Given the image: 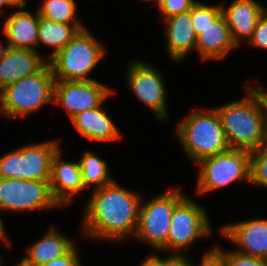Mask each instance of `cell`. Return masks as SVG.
Masks as SVG:
<instances>
[{
	"label": "cell",
	"instance_id": "ffe728a7",
	"mask_svg": "<svg viewBox=\"0 0 267 266\" xmlns=\"http://www.w3.org/2000/svg\"><path fill=\"white\" fill-rule=\"evenodd\" d=\"M101 106L76 114L70 119L81 134L94 141H113L120 138L119 130Z\"/></svg>",
	"mask_w": 267,
	"mask_h": 266
},
{
	"label": "cell",
	"instance_id": "44dd1931",
	"mask_svg": "<svg viewBox=\"0 0 267 266\" xmlns=\"http://www.w3.org/2000/svg\"><path fill=\"white\" fill-rule=\"evenodd\" d=\"M73 245L69 238L52 227L43 238L28 248V256L21 263L24 266H42L64 255Z\"/></svg>",
	"mask_w": 267,
	"mask_h": 266
},
{
	"label": "cell",
	"instance_id": "8d00e7d4",
	"mask_svg": "<svg viewBox=\"0 0 267 266\" xmlns=\"http://www.w3.org/2000/svg\"><path fill=\"white\" fill-rule=\"evenodd\" d=\"M263 94V96L265 97V101L267 103V91L264 90V88H262L261 86H258Z\"/></svg>",
	"mask_w": 267,
	"mask_h": 266
},
{
	"label": "cell",
	"instance_id": "8992f818",
	"mask_svg": "<svg viewBox=\"0 0 267 266\" xmlns=\"http://www.w3.org/2000/svg\"><path fill=\"white\" fill-rule=\"evenodd\" d=\"M60 150L59 142L27 145L0 157V178L50 181L52 160Z\"/></svg>",
	"mask_w": 267,
	"mask_h": 266
},
{
	"label": "cell",
	"instance_id": "52a82bcc",
	"mask_svg": "<svg viewBox=\"0 0 267 266\" xmlns=\"http://www.w3.org/2000/svg\"><path fill=\"white\" fill-rule=\"evenodd\" d=\"M179 189L157 195L146 204L140 203L138 226L134 236L152 248L167 251L170 220L174 208L185 198Z\"/></svg>",
	"mask_w": 267,
	"mask_h": 266
},
{
	"label": "cell",
	"instance_id": "d4e9b609",
	"mask_svg": "<svg viewBox=\"0 0 267 266\" xmlns=\"http://www.w3.org/2000/svg\"><path fill=\"white\" fill-rule=\"evenodd\" d=\"M192 25L195 34L198 36L202 30L206 29L222 15L221 5L207 6L200 2H196L191 9Z\"/></svg>",
	"mask_w": 267,
	"mask_h": 266
},
{
	"label": "cell",
	"instance_id": "7c38bea8",
	"mask_svg": "<svg viewBox=\"0 0 267 266\" xmlns=\"http://www.w3.org/2000/svg\"><path fill=\"white\" fill-rule=\"evenodd\" d=\"M127 81L129 89L148 106L159 119H165L166 92L162 74L154 67L141 61L129 63Z\"/></svg>",
	"mask_w": 267,
	"mask_h": 266
},
{
	"label": "cell",
	"instance_id": "4fadbf2b",
	"mask_svg": "<svg viewBox=\"0 0 267 266\" xmlns=\"http://www.w3.org/2000/svg\"><path fill=\"white\" fill-rule=\"evenodd\" d=\"M229 240L241 247L237 253L267 259V219H253L226 225L221 230Z\"/></svg>",
	"mask_w": 267,
	"mask_h": 266
},
{
	"label": "cell",
	"instance_id": "6da1fadb",
	"mask_svg": "<svg viewBox=\"0 0 267 266\" xmlns=\"http://www.w3.org/2000/svg\"><path fill=\"white\" fill-rule=\"evenodd\" d=\"M140 195L119 186L116 181L95 189L85 208L84 231L95 239L123 240L135 235Z\"/></svg>",
	"mask_w": 267,
	"mask_h": 266
},
{
	"label": "cell",
	"instance_id": "f35d334b",
	"mask_svg": "<svg viewBox=\"0 0 267 266\" xmlns=\"http://www.w3.org/2000/svg\"><path fill=\"white\" fill-rule=\"evenodd\" d=\"M19 3H25V0H17Z\"/></svg>",
	"mask_w": 267,
	"mask_h": 266
},
{
	"label": "cell",
	"instance_id": "e575fe53",
	"mask_svg": "<svg viewBox=\"0 0 267 266\" xmlns=\"http://www.w3.org/2000/svg\"><path fill=\"white\" fill-rule=\"evenodd\" d=\"M5 228L3 226L2 219L0 218V239L1 240H6L7 238L5 237Z\"/></svg>",
	"mask_w": 267,
	"mask_h": 266
},
{
	"label": "cell",
	"instance_id": "f1b7e54d",
	"mask_svg": "<svg viewBox=\"0 0 267 266\" xmlns=\"http://www.w3.org/2000/svg\"><path fill=\"white\" fill-rule=\"evenodd\" d=\"M258 48L267 50V12L260 16L259 20L256 23L255 30L251 39L248 41Z\"/></svg>",
	"mask_w": 267,
	"mask_h": 266
},
{
	"label": "cell",
	"instance_id": "e0dca14e",
	"mask_svg": "<svg viewBox=\"0 0 267 266\" xmlns=\"http://www.w3.org/2000/svg\"><path fill=\"white\" fill-rule=\"evenodd\" d=\"M25 6L26 3H19L17 5L20 10L12 13L4 21L2 32L8 40L7 44L9 47L36 50L35 46L38 44L39 13L37 11L34 16L23 9Z\"/></svg>",
	"mask_w": 267,
	"mask_h": 266
},
{
	"label": "cell",
	"instance_id": "7a4b0ae2",
	"mask_svg": "<svg viewBox=\"0 0 267 266\" xmlns=\"http://www.w3.org/2000/svg\"><path fill=\"white\" fill-rule=\"evenodd\" d=\"M247 85L246 97L215 109L230 148L251 152L267 144V103L259 87Z\"/></svg>",
	"mask_w": 267,
	"mask_h": 266
},
{
	"label": "cell",
	"instance_id": "4316f807",
	"mask_svg": "<svg viewBox=\"0 0 267 266\" xmlns=\"http://www.w3.org/2000/svg\"><path fill=\"white\" fill-rule=\"evenodd\" d=\"M214 249L226 260L228 266H267V259L246 256L236 251L224 252L218 247Z\"/></svg>",
	"mask_w": 267,
	"mask_h": 266
},
{
	"label": "cell",
	"instance_id": "484cf974",
	"mask_svg": "<svg viewBox=\"0 0 267 266\" xmlns=\"http://www.w3.org/2000/svg\"><path fill=\"white\" fill-rule=\"evenodd\" d=\"M267 187V144L250 152V182Z\"/></svg>",
	"mask_w": 267,
	"mask_h": 266
},
{
	"label": "cell",
	"instance_id": "3957f363",
	"mask_svg": "<svg viewBox=\"0 0 267 266\" xmlns=\"http://www.w3.org/2000/svg\"><path fill=\"white\" fill-rule=\"evenodd\" d=\"M193 111L178 124L177 136L184 152L198 163L230 149L226 133L215 108Z\"/></svg>",
	"mask_w": 267,
	"mask_h": 266
},
{
	"label": "cell",
	"instance_id": "f546056e",
	"mask_svg": "<svg viewBox=\"0 0 267 266\" xmlns=\"http://www.w3.org/2000/svg\"><path fill=\"white\" fill-rule=\"evenodd\" d=\"M77 248L73 245L64 255H61L42 266H81Z\"/></svg>",
	"mask_w": 267,
	"mask_h": 266
},
{
	"label": "cell",
	"instance_id": "4dcf8cb0",
	"mask_svg": "<svg viewBox=\"0 0 267 266\" xmlns=\"http://www.w3.org/2000/svg\"><path fill=\"white\" fill-rule=\"evenodd\" d=\"M199 266H228L226 260L213 248L204 254Z\"/></svg>",
	"mask_w": 267,
	"mask_h": 266
},
{
	"label": "cell",
	"instance_id": "ba28073f",
	"mask_svg": "<svg viewBox=\"0 0 267 266\" xmlns=\"http://www.w3.org/2000/svg\"><path fill=\"white\" fill-rule=\"evenodd\" d=\"M197 164L200 165L198 194L211 192L238 180L250 182V151L230 148Z\"/></svg>",
	"mask_w": 267,
	"mask_h": 266
},
{
	"label": "cell",
	"instance_id": "603a6c76",
	"mask_svg": "<svg viewBox=\"0 0 267 266\" xmlns=\"http://www.w3.org/2000/svg\"><path fill=\"white\" fill-rule=\"evenodd\" d=\"M82 183L84 188L95 185L94 189L112 183L114 180L108 174L107 163L94 155L91 151H86L80 159Z\"/></svg>",
	"mask_w": 267,
	"mask_h": 266
},
{
	"label": "cell",
	"instance_id": "d590c367",
	"mask_svg": "<svg viewBox=\"0 0 267 266\" xmlns=\"http://www.w3.org/2000/svg\"><path fill=\"white\" fill-rule=\"evenodd\" d=\"M8 48H9L8 44H6V47H4V46L0 43V58H2V57L6 54Z\"/></svg>",
	"mask_w": 267,
	"mask_h": 266
},
{
	"label": "cell",
	"instance_id": "8fae6325",
	"mask_svg": "<svg viewBox=\"0 0 267 266\" xmlns=\"http://www.w3.org/2000/svg\"><path fill=\"white\" fill-rule=\"evenodd\" d=\"M112 92L97 80L55 81L53 102L62 104L71 119L101 106Z\"/></svg>",
	"mask_w": 267,
	"mask_h": 266
},
{
	"label": "cell",
	"instance_id": "9c48e42d",
	"mask_svg": "<svg viewBox=\"0 0 267 266\" xmlns=\"http://www.w3.org/2000/svg\"><path fill=\"white\" fill-rule=\"evenodd\" d=\"M61 206L53 197L50 181L0 178V210L24 211Z\"/></svg>",
	"mask_w": 267,
	"mask_h": 266
},
{
	"label": "cell",
	"instance_id": "ac0fdd59",
	"mask_svg": "<svg viewBox=\"0 0 267 266\" xmlns=\"http://www.w3.org/2000/svg\"><path fill=\"white\" fill-rule=\"evenodd\" d=\"M167 52L174 61H180L196 48L197 35L192 25L191 9L165 19Z\"/></svg>",
	"mask_w": 267,
	"mask_h": 266
},
{
	"label": "cell",
	"instance_id": "2e32d148",
	"mask_svg": "<svg viewBox=\"0 0 267 266\" xmlns=\"http://www.w3.org/2000/svg\"><path fill=\"white\" fill-rule=\"evenodd\" d=\"M59 150L52 160L50 186L53 197L63 206L72 202V195L84 190L79 162H64Z\"/></svg>",
	"mask_w": 267,
	"mask_h": 266
},
{
	"label": "cell",
	"instance_id": "d6986e66",
	"mask_svg": "<svg viewBox=\"0 0 267 266\" xmlns=\"http://www.w3.org/2000/svg\"><path fill=\"white\" fill-rule=\"evenodd\" d=\"M235 47L223 14L197 36L196 50L202 59H222Z\"/></svg>",
	"mask_w": 267,
	"mask_h": 266
},
{
	"label": "cell",
	"instance_id": "277c9868",
	"mask_svg": "<svg viewBox=\"0 0 267 266\" xmlns=\"http://www.w3.org/2000/svg\"><path fill=\"white\" fill-rule=\"evenodd\" d=\"M55 78L47 62L38 72L0 90V111L7 118L28 115L52 102Z\"/></svg>",
	"mask_w": 267,
	"mask_h": 266
},
{
	"label": "cell",
	"instance_id": "9a60e30c",
	"mask_svg": "<svg viewBox=\"0 0 267 266\" xmlns=\"http://www.w3.org/2000/svg\"><path fill=\"white\" fill-rule=\"evenodd\" d=\"M264 12L265 8L254 0H233L229 7L222 6V14L236 47L241 38L247 41L251 39L256 23Z\"/></svg>",
	"mask_w": 267,
	"mask_h": 266
},
{
	"label": "cell",
	"instance_id": "d6a6232c",
	"mask_svg": "<svg viewBox=\"0 0 267 266\" xmlns=\"http://www.w3.org/2000/svg\"><path fill=\"white\" fill-rule=\"evenodd\" d=\"M163 259L158 256L151 255L147 257L140 265L141 266H162Z\"/></svg>",
	"mask_w": 267,
	"mask_h": 266
},
{
	"label": "cell",
	"instance_id": "1f68e13d",
	"mask_svg": "<svg viewBox=\"0 0 267 266\" xmlns=\"http://www.w3.org/2000/svg\"><path fill=\"white\" fill-rule=\"evenodd\" d=\"M162 266H194L183 254H173L171 257L163 258Z\"/></svg>",
	"mask_w": 267,
	"mask_h": 266
},
{
	"label": "cell",
	"instance_id": "83f0119b",
	"mask_svg": "<svg viewBox=\"0 0 267 266\" xmlns=\"http://www.w3.org/2000/svg\"><path fill=\"white\" fill-rule=\"evenodd\" d=\"M195 0H160L157 3L160 12L164 15V20L177 15L179 13L186 12L192 9V6L196 3Z\"/></svg>",
	"mask_w": 267,
	"mask_h": 266
},
{
	"label": "cell",
	"instance_id": "cb8c5ba5",
	"mask_svg": "<svg viewBox=\"0 0 267 266\" xmlns=\"http://www.w3.org/2000/svg\"><path fill=\"white\" fill-rule=\"evenodd\" d=\"M75 10L74 0H44L38 13L39 16L58 23H80L75 17Z\"/></svg>",
	"mask_w": 267,
	"mask_h": 266
},
{
	"label": "cell",
	"instance_id": "30bf717a",
	"mask_svg": "<svg viewBox=\"0 0 267 266\" xmlns=\"http://www.w3.org/2000/svg\"><path fill=\"white\" fill-rule=\"evenodd\" d=\"M207 212L185 197L175 208L170 220L167 251L182 250L194 241L211 234Z\"/></svg>",
	"mask_w": 267,
	"mask_h": 266
},
{
	"label": "cell",
	"instance_id": "7402d4cb",
	"mask_svg": "<svg viewBox=\"0 0 267 266\" xmlns=\"http://www.w3.org/2000/svg\"><path fill=\"white\" fill-rule=\"evenodd\" d=\"M83 28L80 23L63 24L39 16L38 43L54 47L51 59Z\"/></svg>",
	"mask_w": 267,
	"mask_h": 266
},
{
	"label": "cell",
	"instance_id": "ab89813d",
	"mask_svg": "<svg viewBox=\"0 0 267 266\" xmlns=\"http://www.w3.org/2000/svg\"><path fill=\"white\" fill-rule=\"evenodd\" d=\"M16 266H24L22 263L17 264Z\"/></svg>",
	"mask_w": 267,
	"mask_h": 266
},
{
	"label": "cell",
	"instance_id": "74e56055",
	"mask_svg": "<svg viewBox=\"0 0 267 266\" xmlns=\"http://www.w3.org/2000/svg\"><path fill=\"white\" fill-rule=\"evenodd\" d=\"M143 1H156V3H158L160 0H143Z\"/></svg>",
	"mask_w": 267,
	"mask_h": 266
},
{
	"label": "cell",
	"instance_id": "5bb4252c",
	"mask_svg": "<svg viewBox=\"0 0 267 266\" xmlns=\"http://www.w3.org/2000/svg\"><path fill=\"white\" fill-rule=\"evenodd\" d=\"M46 63L37 50L9 47L0 58V90L38 72Z\"/></svg>",
	"mask_w": 267,
	"mask_h": 266
},
{
	"label": "cell",
	"instance_id": "5b68a950",
	"mask_svg": "<svg viewBox=\"0 0 267 266\" xmlns=\"http://www.w3.org/2000/svg\"><path fill=\"white\" fill-rule=\"evenodd\" d=\"M102 43L86 28L81 29L55 56L49 59L55 81L94 80L87 75L105 55Z\"/></svg>",
	"mask_w": 267,
	"mask_h": 266
},
{
	"label": "cell",
	"instance_id": "836d02e7",
	"mask_svg": "<svg viewBox=\"0 0 267 266\" xmlns=\"http://www.w3.org/2000/svg\"><path fill=\"white\" fill-rule=\"evenodd\" d=\"M18 4L19 2L17 0H0V14L3 13L2 12L3 5L17 6Z\"/></svg>",
	"mask_w": 267,
	"mask_h": 266
}]
</instances>
